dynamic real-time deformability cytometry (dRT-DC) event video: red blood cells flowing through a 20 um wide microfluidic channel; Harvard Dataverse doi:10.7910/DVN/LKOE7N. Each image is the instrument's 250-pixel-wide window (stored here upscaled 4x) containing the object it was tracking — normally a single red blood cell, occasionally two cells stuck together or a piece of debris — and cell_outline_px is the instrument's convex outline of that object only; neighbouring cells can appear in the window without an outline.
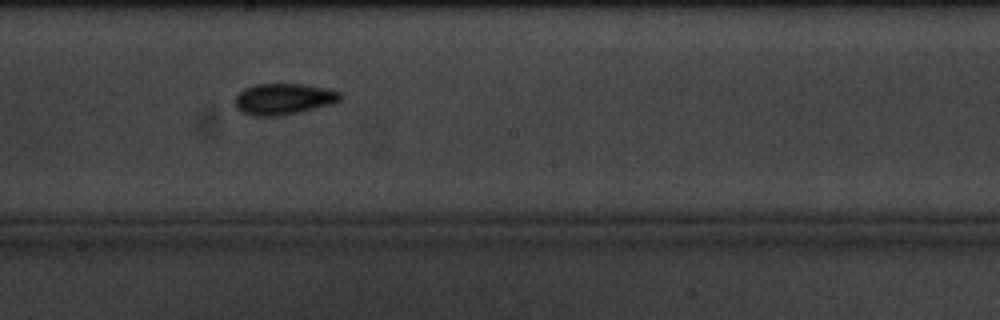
{"species": "common noctule bat (a hibernating species)", "species_latin": "Nyctalus noctula", "temperature_condition": "cold", "stored_images_in_passage": 8, "camera_frame_rate_fps": 3000, "um_per_image_px": 0.085, "animal": {"sex": "male", "body_mass_g": 20.1, "forearm_length_mm": 53.5}, "frame": {"image": 1, "passage_image": 6, "time_ms": 6.667, "image_size_px": [1000, 320], "cell_outline_px": [[344, 96], [340, 100], [332, 104], [300, 112], [280, 116], [252, 116], [244, 112], [236, 104], [236, 96], [244, 88], [256, 84], [304, 84], [328, 88], [344, 92]], "centroid_in_image_um": [24.2, 8.4], "position_along_channel_um": 224.0, "area_um2": 19.25}}